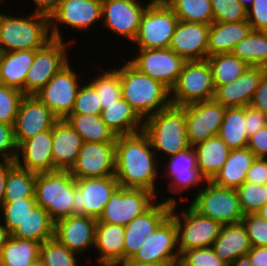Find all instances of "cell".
Instances as JSON below:
<instances>
[{"label":"cell","mask_w":267,"mask_h":266,"mask_svg":"<svg viewBox=\"0 0 267 266\" xmlns=\"http://www.w3.org/2000/svg\"><path fill=\"white\" fill-rule=\"evenodd\" d=\"M214 22L247 20V8L239 0H210Z\"/></svg>","instance_id":"obj_47"},{"label":"cell","mask_w":267,"mask_h":266,"mask_svg":"<svg viewBox=\"0 0 267 266\" xmlns=\"http://www.w3.org/2000/svg\"><path fill=\"white\" fill-rule=\"evenodd\" d=\"M115 266H165L162 264H154V263H142V262H136L131 259L120 262L116 264Z\"/></svg>","instance_id":"obj_64"},{"label":"cell","mask_w":267,"mask_h":266,"mask_svg":"<svg viewBox=\"0 0 267 266\" xmlns=\"http://www.w3.org/2000/svg\"><path fill=\"white\" fill-rule=\"evenodd\" d=\"M197 155V166L200 173L211 180L225 164L230 149L217 135L193 146Z\"/></svg>","instance_id":"obj_32"},{"label":"cell","mask_w":267,"mask_h":266,"mask_svg":"<svg viewBox=\"0 0 267 266\" xmlns=\"http://www.w3.org/2000/svg\"><path fill=\"white\" fill-rule=\"evenodd\" d=\"M216 255L228 265L247 255L252 245L242 222L222 225L219 236L211 246Z\"/></svg>","instance_id":"obj_28"},{"label":"cell","mask_w":267,"mask_h":266,"mask_svg":"<svg viewBox=\"0 0 267 266\" xmlns=\"http://www.w3.org/2000/svg\"><path fill=\"white\" fill-rule=\"evenodd\" d=\"M100 116L116 136L143 131L144 120L123 97L103 109Z\"/></svg>","instance_id":"obj_30"},{"label":"cell","mask_w":267,"mask_h":266,"mask_svg":"<svg viewBox=\"0 0 267 266\" xmlns=\"http://www.w3.org/2000/svg\"><path fill=\"white\" fill-rule=\"evenodd\" d=\"M40 243L10 237L0 253V266H29L39 257Z\"/></svg>","instance_id":"obj_37"},{"label":"cell","mask_w":267,"mask_h":266,"mask_svg":"<svg viewBox=\"0 0 267 266\" xmlns=\"http://www.w3.org/2000/svg\"><path fill=\"white\" fill-rule=\"evenodd\" d=\"M250 106L267 115V70L262 75L259 87L253 95Z\"/></svg>","instance_id":"obj_59"},{"label":"cell","mask_w":267,"mask_h":266,"mask_svg":"<svg viewBox=\"0 0 267 266\" xmlns=\"http://www.w3.org/2000/svg\"><path fill=\"white\" fill-rule=\"evenodd\" d=\"M203 189L199 187L190 205L201 215L209 217L221 225L237 224L244 213L240 206L236 189L225 188L207 180Z\"/></svg>","instance_id":"obj_6"},{"label":"cell","mask_w":267,"mask_h":266,"mask_svg":"<svg viewBox=\"0 0 267 266\" xmlns=\"http://www.w3.org/2000/svg\"><path fill=\"white\" fill-rule=\"evenodd\" d=\"M226 107L214 100L185 106L187 136L191 146L217 136Z\"/></svg>","instance_id":"obj_19"},{"label":"cell","mask_w":267,"mask_h":266,"mask_svg":"<svg viewBox=\"0 0 267 266\" xmlns=\"http://www.w3.org/2000/svg\"><path fill=\"white\" fill-rule=\"evenodd\" d=\"M121 95L145 120L171 105L170 90L128 61L120 67Z\"/></svg>","instance_id":"obj_2"},{"label":"cell","mask_w":267,"mask_h":266,"mask_svg":"<svg viewBox=\"0 0 267 266\" xmlns=\"http://www.w3.org/2000/svg\"><path fill=\"white\" fill-rule=\"evenodd\" d=\"M1 217V216H0ZM1 220V219H0ZM11 237L9 230L0 222V253Z\"/></svg>","instance_id":"obj_63"},{"label":"cell","mask_w":267,"mask_h":266,"mask_svg":"<svg viewBox=\"0 0 267 266\" xmlns=\"http://www.w3.org/2000/svg\"><path fill=\"white\" fill-rule=\"evenodd\" d=\"M52 39L63 40L60 23L75 30H89L102 19V0H60L58 8L49 17Z\"/></svg>","instance_id":"obj_16"},{"label":"cell","mask_w":267,"mask_h":266,"mask_svg":"<svg viewBox=\"0 0 267 266\" xmlns=\"http://www.w3.org/2000/svg\"><path fill=\"white\" fill-rule=\"evenodd\" d=\"M247 148L254 153L255 158H267V126L249 137Z\"/></svg>","instance_id":"obj_57"},{"label":"cell","mask_w":267,"mask_h":266,"mask_svg":"<svg viewBox=\"0 0 267 266\" xmlns=\"http://www.w3.org/2000/svg\"><path fill=\"white\" fill-rule=\"evenodd\" d=\"M157 197L146 189L119 187L97 222L126 226L147 211L157 201Z\"/></svg>","instance_id":"obj_10"},{"label":"cell","mask_w":267,"mask_h":266,"mask_svg":"<svg viewBox=\"0 0 267 266\" xmlns=\"http://www.w3.org/2000/svg\"><path fill=\"white\" fill-rule=\"evenodd\" d=\"M180 21L208 24L214 22L210 0H164Z\"/></svg>","instance_id":"obj_40"},{"label":"cell","mask_w":267,"mask_h":266,"mask_svg":"<svg viewBox=\"0 0 267 266\" xmlns=\"http://www.w3.org/2000/svg\"><path fill=\"white\" fill-rule=\"evenodd\" d=\"M146 234L125 232L124 237V261L132 259L143 246Z\"/></svg>","instance_id":"obj_58"},{"label":"cell","mask_w":267,"mask_h":266,"mask_svg":"<svg viewBox=\"0 0 267 266\" xmlns=\"http://www.w3.org/2000/svg\"><path fill=\"white\" fill-rule=\"evenodd\" d=\"M251 32L252 27L247 20L211 23L207 47L208 57L220 53H231L235 45Z\"/></svg>","instance_id":"obj_27"},{"label":"cell","mask_w":267,"mask_h":266,"mask_svg":"<svg viewBox=\"0 0 267 266\" xmlns=\"http://www.w3.org/2000/svg\"><path fill=\"white\" fill-rule=\"evenodd\" d=\"M50 40H52V36L48 16L34 12L25 17L0 14V49L2 53L38 50Z\"/></svg>","instance_id":"obj_3"},{"label":"cell","mask_w":267,"mask_h":266,"mask_svg":"<svg viewBox=\"0 0 267 266\" xmlns=\"http://www.w3.org/2000/svg\"><path fill=\"white\" fill-rule=\"evenodd\" d=\"M177 207H179L177 203L172 204L170 217L175 221L177 227L180 255L186 250L211 247L219 236L222 225L201 215L190 204L186 209L181 210V215L176 213Z\"/></svg>","instance_id":"obj_9"},{"label":"cell","mask_w":267,"mask_h":266,"mask_svg":"<svg viewBox=\"0 0 267 266\" xmlns=\"http://www.w3.org/2000/svg\"><path fill=\"white\" fill-rule=\"evenodd\" d=\"M241 222L245 226L252 247L267 246V220L258 214H246Z\"/></svg>","instance_id":"obj_51"},{"label":"cell","mask_w":267,"mask_h":266,"mask_svg":"<svg viewBox=\"0 0 267 266\" xmlns=\"http://www.w3.org/2000/svg\"><path fill=\"white\" fill-rule=\"evenodd\" d=\"M247 21L254 31H267V0H254L247 8Z\"/></svg>","instance_id":"obj_53"},{"label":"cell","mask_w":267,"mask_h":266,"mask_svg":"<svg viewBox=\"0 0 267 266\" xmlns=\"http://www.w3.org/2000/svg\"><path fill=\"white\" fill-rule=\"evenodd\" d=\"M245 182H252L259 185L267 183V158H255L246 175Z\"/></svg>","instance_id":"obj_56"},{"label":"cell","mask_w":267,"mask_h":266,"mask_svg":"<svg viewBox=\"0 0 267 266\" xmlns=\"http://www.w3.org/2000/svg\"><path fill=\"white\" fill-rule=\"evenodd\" d=\"M152 1L141 5L138 0H102V24L116 35L133 42L142 14Z\"/></svg>","instance_id":"obj_17"},{"label":"cell","mask_w":267,"mask_h":266,"mask_svg":"<svg viewBox=\"0 0 267 266\" xmlns=\"http://www.w3.org/2000/svg\"><path fill=\"white\" fill-rule=\"evenodd\" d=\"M119 187L115 175L102 178H76L73 214L98 219L111 196Z\"/></svg>","instance_id":"obj_13"},{"label":"cell","mask_w":267,"mask_h":266,"mask_svg":"<svg viewBox=\"0 0 267 266\" xmlns=\"http://www.w3.org/2000/svg\"><path fill=\"white\" fill-rule=\"evenodd\" d=\"M77 255L55 237L44 241L39 248V257L46 266H78Z\"/></svg>","instance_id":"obj_43"},{"label":"cell","mask_w":267,"mask_h":266,"mask_svg":"<svg viewBox=\"0 0 267 266\" xmlns=\"http://www.w3.org/2000/svg\"><path fill=\"white\" fill-rule=\"evenodd\" d=\"M75 178H102L115 175V142H83L69 171Z\"/></svg>","instance_id":"obj_20"},{"label":"cell","mask_w":267,"mask_h":266,"mask_svg":"<svg viewBox=\"0 0 267 266\" xmlns=\"http://www.w3.org/2000/svg\"><path fill=\"white\" fill-rule=\"evenodd\" d=\"M245 107H227L218 136L230 150L242 149L248 145Z\"/></svg>","instance_id":"obj_35"},{"label":"cell","mask_w":267,"mask_h":266,"mask_svg":"<svg viewBox=\"0 0 267 266\" xmlns=\"http://www.w3.org/2000/svg\"><path fill=\"white\" fill-rule=\"evenodd\" d=\"M236 190L244 215L256 214L267 203V193L264 185L244 182Z\"/></svg>","instance_id":"obj_44"},{"label":"cell","mask_w":267,"mask_h":266,"mask_svg":"<svg viewBox=\"0 0 267 266\" xmlns=\"http://www.w3.org/2000/svg\"><path fill=\"white\" fill-rule=\"evenodd\" d=\"M65 120L80 134L83 142H116V134L105 124L100 115L71 113Z\"/></svg>","instance_id":"obj_34"},{"label":"cell","mask_w":267,"mask_h":266,"mask_svg":"<svg viewBox=\"0 0 267 266\" xmlns=\"http://www.w3.org/2000/svg\"><path fill=\"white\" fill-rule=\"evenodd\" d=\"M35 54L36 50L3 52L0 57V84L24 93L25 79Z\"/></svg>","instance_id":"obj_31"},{"label":"cell","mask_w":267,"mask_h":266,"mask_svg":"<svg viewBox=\"0 0 267 266\" xmlns=\"http://www.w3.org/2000/svg\"><path fill=\"white\" fill-rule=\"evenodd\" d=\"M55 222L49 214L38 204L32 208L20 225L11 233L18 239L34 240L42 244L54 237Z\"/></svg>","instance_id":"obj_33"},{"label":"cell","mask_w":267,"mask_h":266,"mask_svg":"<svg viewBox=\"0 0 267 266\" xmlns=\"http://www.w3.org/2000/svg\"><path fill=\"white\" fill-rule=\"evenodd\" d=\"M29 266H46L44 262L41 260L40 257H38L36 260H34Z\"/></svg>","instance_id":"obj_67"},{"label":"cell","mask_w":267,"mask_h":266,"mask_svg":"<svg viewBox=\"0 0 267 266\" xmlns=\"http://www.w3.org/2000/svg\"><path fill=\"white\" fill-rule=\"evenodd\" d=\"M71 43L73 41L64 43V40L52 39L36 50L33 64L25 79L24 95H36L70 61L66 53Z\"/></svg>","instance_id":"obj_11"},{"label":"cell","mask_w":267,"mask_h":266,"mask_svg":"<svg viewBox=\"0 0 267 266\" xmlns=\"http://www.w3.org/2000/svg\"><path fill=\"white\" fill-rule=\"evenodd\" d=\"M181 266H228L214 252L212 247L184 251L178 262Z\"/></svg>","instance_id":"obj_50"},{"label":"cell","mask_w":267,"mask_h":266,"mask_svg":"<svg viewBox=\"0 0 267 266\" xmlns=\"http://www.w3.org/2000/svg\"><path fill=\"white\" fill-rule=\"evenodd\" d=\"M254 159V153L247 147L232 149L225 164L210 181L221 187L237 189L246 181L247 172Z\"/></svg>","instance_id":"obj_29"},{"label":"cell","mask_w":267,"mask_h":266,"mask_svg":"<svg viewBox=\"0 0 267 266\" xmlns=\"http://www.w3.org/2000/svg\"><path fill=\"white\" fill-rule=\"evenodd\" d=\"M125 226L97 222L94 248L98 249L96 259L102 266H115L124 261Z\"/></svg>","instance_id":"obj_26"},{"label":"cell","mask_w":267,"mask_h":266,"mask_svg":"<svg viewBox=\"0 0 267 266\" xmlns=\"http://www.w3.org/2000/svg\"><path fill=\"white\" fill-rule=\"evenodd\" d=\"M247 256L253 266H267V246L252 247Z\"/></svg>","instance_id":"obj_61"},{"label":"cell","mask_w":267,"mask_h":266,"mask_svg":"<svg viewBox=\"0 0 267 266\" xmlns=\"http://www.w3.org/2000/svg\"><path fill=\"white\" fill-rule=\"evenodd\" d=\"M240 2H241V4L245 7V8H248L251 4H252V2L254 1V0H239Z\"/></svg>","instance_id":"obj_68"},{"label":"cell","mask_w":267,"mask_h":266,"mask_svg":"<svg viewBox=\"0 0 267 266\" xmlns=\"http://www.w3.org/2000/svg\"><path fill=\"white\" fill-rule=\"evenodd\" d=\"M36 176V173L15 164L8 172L3 202L35 198Z\"/></svg>","instance_id":"obj_39"},{"label":"cell","mask_w":267,"mask_h":266,"mask_svg":"<svg viewBox=\"0 0 267 266\" xmlns=\"http://www.w3.org/2000/svg\"><path fill=\"white\" fill-rule=\"evenodd\" d=\"M97 219L86 215H71L55 222L54 237L79 255L95 244Z\"/></svg>","instance_id":"obj_22"},{"label":"cell","mask_w":267,"mask_h":266,"mask_svg":"<svg viewBox=\"0 0 267 266\" xmlns=\"http://www.w3.org/2000/svg\"><path fill=\"white\" fill-rule=\"evenodd\" d=\"M82 145L80 134L65 119L58 120L52 127L53 171H70Z\"/></svg>","instance_id":"obj_25"},{"label":"cell","mask_w":267,"mask_h":266,"mask_svg":"<svg viewBox=\"0 0 267 266\" xmlns=\"http://www.w3.org/2000/svg\"><path fill=\"white\" fill-rule=\"evenodd\" d=\"M103 73L92 78L89 83L95 88L99 95L102 110L107 108L119 98L121 95L120 68H113L111 71L102 70Z\"/></svg>","instance_id":"obj_42"},{"label":"cell","mask_w":267,"mask_h":266,"mask_svg":"<svg viewBox=\"0 0 267 266\" xmlns=\"http://www.w3.org/2000/svg\"><path fill=\"white\" fill-rule=\"evenodd\" d=\"M210 64L214 86L235 81L249 67L232 53H220L206 58Z\"/></svg>","instance_id":"obj_38"},{"label":"cell","mask_w":267,"mask_h":266,"mask_svg":"<svg viewBox=\"0 0 267 266\" xmlns=\"http://www.w3.org/2000/svg\"><path fill=\"white\" fill-rule=\"evenodd\" d=\"M155 154L149 137L143 131L117 136L115 176L119 186L146 189L157 196L155 181L159 175L157 169L161 166Z\"/></svg>","instance_id":"obj_1"},{"label":"cell","mask_w":267,"mask_h":266,"mask_svg":"<svg viewBox=\"0 0 267 266\" xmlns=\"http://www.w3.org/2000/svg\"><path fill=\"white\" fill-rule=\"evenodd\" d=\"M101 111L102 106L95 88L90 83L81 84L71 113L100 115Z\"/></svg>","instance_id":"obj_49"},{"label":"cell","mask_w":267,"mask_h":266,"mask_svg":"<svg viewBox=\"0 0 267 266\" xmlns=\"http://www.w3.org/2000/svg\"><path fill=\"white\" fill-rule=\"evenodd\" d=\"M15 165V161L0 160V206L3 204L5 185L9 170Z\"/></svg>","instance_id":"obj_62"},{"label":"cell","mask_w":267,"mask_h":266,"mask_svg":"<svg viewBox=\"0 0 267 266\" xmlns=\"http://www.w3.org/2000/svg\"><path fill=\"white\" fill-rule=\"evenodd\" d=\"M179 19L164 0H153L142 14L132 43L138 49H167Z\"/></svg>","instance_id":"obj_7"},{"label":"cell","mask_w":267,"mask_h":266,"mask_svg":"<svg viewBox=\"0 0 267 266\" xmlns=\"http://www.w3.org/2000/svg\"><path fill=\"white\" fill-rule=\"evenodd\" d=\"M214 90L212 71L207 59L185 61L177 83L170 91L171 105L183 107L213 100Z\"/></svg>","instance_id":"obj_8"},{"label":"cell","mask_w":267,"mask_h":266,"mask_svg":"<svg viewBox=\"0 0 267 266\" xmlns=\"http://www.w3.org/2000/svg\"><path fill=\"white\" fill-rule=\"evenodd\" d=\"M263 67L249 66L241 76L238 77L239 107L249 106L254 93L259 87L262 75L266 71Z\"/></svg>","instance_id":"obj_48"},{"label":"cell","mask_w":267,"mask_h":266,"mask_svg":"<svg viewBox=\"0 0 267 266\" xmlns=\"http://www.w3.org/2000/svg\"><path fill=\"white\" fill-rule=\"evenodd\" d=\"M76 178L69 171L55 170L37 174L35 200L56 222L73 215Z\"/></svg>","instance_id":"obj_5"},{"label":"cell","mask_w":267,"mask_h":266,"mask_svg":"<svg viewBox=\"0 0 267 266\" xmlns=\"http://www.w3.org/2000/svg\"><path fill=\"white\" fill-rule=\"evenodd\" d=\"M179 259L177 227L169 216L151 236L145 237L143 246L131 260L172 266L178 264Z\"/></svg>","instance_id":"obj_15"},{"label":"cell","mask_w":267,"mask_h":266,"mask_svg":"<svg viewBox=\"0 0 267 266\" xmlns=\"http://www.w3.org/2000/svg\"><path fill=\"white\" fill-rule=\"evenodd\" d=\"M128 62L138 71L161 82L170 91L177 83L185 60L172 49H139Z\"/></svg>","instance_id":"obj_14"},{"label":"cell","mask_w":267,"mask_h":266,"mask_svg":"<svg viewBox=\"0 0 267 266\" xmlns=\"http://www.w3.org/2000/svg\"><path fill=\"white\" fill-rule=\"evenodd\" d=\"M256 214L267 220V203Z\"/></svg>","instance_id":"obj_66"},{"label":"cell","mask_w":267,"mask_h":266,"mask_svg":"<svg viewBox=\"0 0 267 266\" xmlns=\"http://www.w3.org/2000/svg\"><path fill=\"white\" fill-rule=\"evenodd\" d=\"M231 53L251 67L267 69V31L252 30Z\"/></svg>","instance_id":"obj_36"},{"label":"cell","mask_w":267,"mask_h":266,"mask_svg":"<svg viewBox=\"0 0 267 266\" xmlns=\"http://www.w3.org/2000/svg\"><path fill=\"white\" fill-rule=\"evenodd\" d=\"M35 4L34 13L50 17L58 8L60 0H32Z\"/></svg>","instance_id":"obj_60"},{"label":"cell","mask_w":267,"mask_h":266,"mask_svg":"<svg viewBox=\"0 0 267 266\" xmlns=\"http://www.w3.org/2000/svg\"><path fill=\"white\" fill-rule=\"evenodd\" d=\"M228 266H253V265L250 263L249 257L247 255H244L238 257Z\"/></svg>","instance_id":"obj_65"},{"label":"cell","mask_w":267,"mask_h":266,"mask_svg":"<svg viewBox=\"0 0 267 266\" xmlns=\"http://www.w3.org/2000/svg\"><path fill=\"white\" fill-rule=\"evenodd\" d=\"M209 31L208 24L179 20L169 48L185 61L205 60L208 57Z\"/></svg>","instance_id":"obj_23"},{"label":"cell","mask_w":267,"mask_h":266,"mask_svg":"<svg viewBox=\"0 0 267 266\" xmlns=\"http://www.w3.org/2000/svg\"><path fill=\"white\" fill-rule=\"evenodd\" d=\"M245 119L248 138L267 126V115L250 105L245 107Z\"/></svg>","instance_id":"obj_55"},{"label":"cell","mask_w":267,"mask_h":266,"mask_svg":"<svg viewBox=\"0 0 267 266\" xmlns=\"http://www.w3.org/2000/svg\"><path fill=\"white\" fill-rule=\"evenodd\" d=\"M58 120L37 96L25 95L13 125L17 145L38 133L52 129Z\"/></svg>","instance_id":"obj_21"},{"label":"cell","mask_w":267,"mask_h":266,"mask_svg":"<svg viewBox=\"0 0 267 266\" xmlns=\"http://www.w3.org/2000/svg\"><path fill=\"white\" fill-rule=\"evenodd\" d=\"M24 93L0 84V123L14 125Z\"/></svg>","instance_id":"obj_46"},{"label":"cell","mask_w":267,"mask_h":266,"mask_svg":"<svg viewBox=\"0 0 267 266\" xmlns=\"http://www.w3.org/2000/svg\"><path fill=\"white\" fill-rule=\"evenodd\" d=\"M68 62L35 95L59 119H66L72 112L77 91L81 84L75 69Z\"/></svg>","instance_id":"obj_12"},{"label":"cell","mask_w":267,"mask_h":266,"mask_svg":"<svg viewBox=\"0 0 267 266\" xmlns=\"http://www.w3.org/2000/svg\"><path fill=\"white\" fill-rule=\"evenodd\" d=\"M213 100L224 107H239L238 78L225 85L215 86Z\"/></svg>","instance_id":"obj_54"},{"label":"cell","mask_w":267,"mask_h":266,"mask_svg":"<svg viewBox=\"0 0 267 266\" xmlns=\"http://www.w3.org/2000/svg\"><path fill=\"white\" fill-rule=\"evenodd\" d=\"M15 164L36 174L53 171L52 129L21 142Z\"/></svg>","instance_id":"obj_24"},{"label":"cell","mask_w":267,"mask_h":266,"mask_svg":"<svg viewBox=\"0 0 267 266\" xmlns=\"http://www.w3.org/2000/svg\"><path fill=\"white\" fill-rule=\"evenodd\" d=\"M172 204L156 201L147 211L133 219L125 226V232L146 234L152 233L170 216Z\"/></svg>","instance_id":"obj_41"},{"label":"cell","mask_w":267,"mask_h":266,"mask_svg":"<svg viewBox=\"0 0 267 266\" xmlns=\"http://www.w3.org/2000/svg\"><path fill=\"white\" fill-rule=\"evenodd\" d=\"M167 164H162L166 171V178H170L167 191L173 193L174 196L168 197L163 201L176 204L175 195L183 194L192 187L206 182V178L200 173L197 166V155L193 146L180 151L168 158ZM167 165V166H166ZM174 197V198H173Z\"/></svg>","instance_id":"obj_18"},{"label":"cell","mask_w":267,"mask_h":266,"mask_svg":"<svg viewBox=\"0 0 267 266\" xmlns=\"http://www.w3.org/2000/svg\"><path fill=\"white\" fill-rule=\"evenodd\" d=\"M143 132L153 150L168 157L191 147L186 128L185 106L170 105L144 120Z\"/></svg>","instance_id":"obj_4"},{"label":"cell","mask_w":267,"mask_h":266,"mask_svg":"<svg viewBox=\"0 0 267 266\" xmlns=\"http://www.w3.org/2000/svg\"><path fill=\"white\" fill-rule=\"evenodd\" d=\"M18 145L15 140L14 126L0 123V159L15 161Z\"/></svg>","instance_id":"obj_52"},{"label":"cell","mask_w":267,"mask_h":266,"mask_svg":"<svg viewBox=\"0 0 267 266\" xmlns=\"http://www.w3.org/2000/svg\"><path fill=\"white\" fill-rule=\"evenodd\" d=\"M36 205L35 198L3 202L0 206L2 216L4 217L2 224L12 233Z\"/></svg>","instance_id":"obj_45"}]
</instances>
